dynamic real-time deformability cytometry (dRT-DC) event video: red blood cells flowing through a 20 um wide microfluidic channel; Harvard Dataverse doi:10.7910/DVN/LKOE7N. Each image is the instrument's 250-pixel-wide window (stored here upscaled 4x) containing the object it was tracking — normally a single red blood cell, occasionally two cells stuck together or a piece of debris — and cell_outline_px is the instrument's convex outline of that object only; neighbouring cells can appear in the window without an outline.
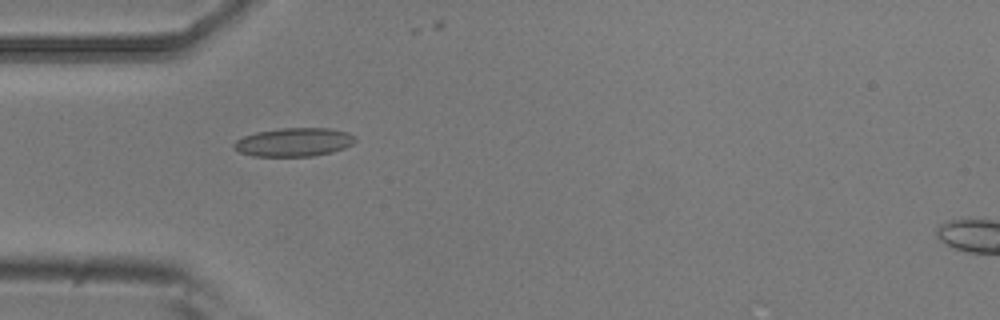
{"species": "common noctule bat (a hibernating species)", "species_latin": "Nyctalus noctula", "temperature_condition": "room temperature", "stored_images_in_passage": 2, "camera_frame_rate_fps": 3000, "um_per_image_px": 0.085, "animal": {"sex": "male", "body_mass_g": 20.5, "forearm_length_mm": 52.5}, "frame": {"image": 1, "passage_image": 1, "time_ms": 0.0, "image_size_px": [1000, 320], "cell_outline_px": [[356, 140], [352, 144], [344, 148], [332, 152], [312, 156], [252, 156], [240, 152], [232, 144], [236, 140], [244, 136], [256, 132], [280, 128], [328, 128], [348, 132], [356, 136]], "centroid_in_image_um": [25.0, 12.08], "position_along_channel_um": 60.0, "area_um2": 20.17}}
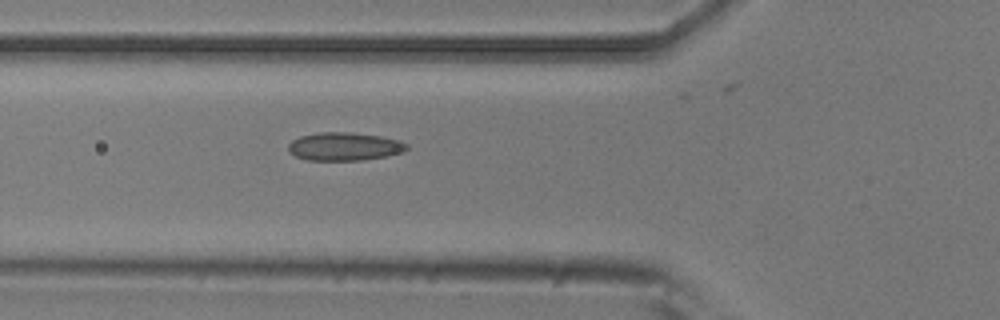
{"frame": {"image": 2, "passage_image": 2, "time_ms": 0.333, "image_size_px": [1000, 320], "cell_outline_px": [[408, 148], [404, 152], [388, 156], [364, 160], [308, 160], [296, 156], [288, 148], [288, 144], [292, 140], [300, 136], [320, 132], [348, 132], [380, 136], [400, 140], [408, 144]], "centroid_in_image_um": [29.32, 12.45], "position_along_channel_um": 96.5, "area_um2": 19.48}}